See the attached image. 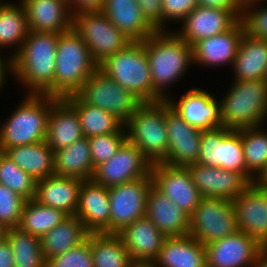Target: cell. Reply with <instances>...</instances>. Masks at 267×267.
Here are the masks:
<instances>
[{
  "instance_id": "cell-1",
  "label": "cell",
  "mask_w": 267,
  "mask_h": 267,
  "mask_svg": "<svg viewBox=\"0 0 267 267\" xmlns=\"http://www.w3.org/2000/svg\"><path fill=\"white\" fill-rule=\"evenodd\" d=\"M59 34L29 31L21 50L9 61V73L27 94L54 97L55 55Z\"/></svg>"
},
{
  "instance_id": "cell-2",
  "label": "cell",
  "mask_w": 267,
  "mask_h": 267,
  "mask_svg": "<svg viewBox=\"0 0 267 267\" xmlns=\"http://www.w3.org/2000/svg\"><path fill=\"white\" fill-rule=\"evenodd\" d=\"M142 42L150 65L153 89L167 100L171 94L167 89L179 82L193 65L192 46L170 30L155 31Z\"/></svg>"
},
{
  "instance_id": "cell-3",
  "label": "cell",
  "mask_w": 267,
  "mask_h": 267,
  "mask_svg": "<svg viewBox=\"0 0 267 267\" xmlns=\"http://www.w3.org/2000/svg\"><path fill=\"white\" fill-rule=\"evenodd\" d=\"M54 97L77 94L98 69L81 37L70 29L59 34L55 55Z\"/></svg>"
},
{
  "instance_id": "cell-4",
  "label": "cell",
  "mask_w": 267,
  "mask_h": 267,
  "mask_svg": "<svg viewBox=\"0 0 267 267\" xmlns=\"http://www.w3.org/2000/svg\"><path fill=\"white\" fill-rule=\"evenodd\" d=\"M232 82L220 100L222 127L239 130L267 123V79Z\"/></svg>"
},
{
  "instance_id": "cell-5",
  "label": "cell",
  "mask_w": 267,
  "mask_h": 267,
  "mask_svg": "<svg viewBox=\"0 0 267 267\" xmlns=\"http://www.w3.org/2000/svg\"><path fill=\"white\" fill-rule=\"evenodd\" d=\"M52 96L26 94L0 126V151L45 141Z\"/></svg>"
},
{
  "instance_id": "cell-6",
  "label": "cell",
  "mask_w": 267,
  "mask_h": 267,
  "mask_svg": "<svg viewBox=\"0 0 267 267\" xmlns=\"http://www.w3.org/2000/svg\"><path fill=\"white\" fill-rule=\"evenodd\" d=\"M98 68L143 102L163 100L153 89L150 65L142 41L131 42L123 50L107 57Z\"/></svg>"
},
{
  "instance_id": "cell-7",
  "label": "cell",
  "mask_w": 267,
  "mask_h": 267,
  "mask_svg": "<svg viewBox=\"0 0 267 267\" xmlns=\"http://www.w3.org/2000/svg\"><path fill=\"white\" fill-rule=\"evenodd\" d=\"M167 100L143 102L124 124L127 141L135 145L151 164L161 162L168 152L165 125Z\"/></svg>"
},
{
  "instance_id": "cell-8",
  "label": "cell",
  "mask_w": 267,
  "mask_h": 267,
  "mask_svg": "<svg viewBox=\"0 0 267 267\" xmlns=\"http://www.w3.org/2000/svg\"><path fill=\"white\" fill-rule=\"evenodd\" d=\"M72 28L87 45L98 65L132 42L103 12H85L74 16Z\"/></svg>"
},
{
  "instance_id": "cell-9",
  "label": "cell",
  "mask_w": 267,
  "mask_h": 267,
  "mask_svg": "<svg viewBox=\"0 0 267 267\" xmlns=\"http://www.w3.org/2000/svg\"><path fill=\"white\" fill-rule=\"evenodd\" d=\"M87 104L114 115L123 124L143 103L134 93L121 87L99 68L77 93Z\"/></svg>"
},
{
  "instance_id": "cell-10",
  "label": "cell",
  "mask_w": 267,
  "mask_h": 267,
  "mask_svg": "<svg viewBox=\"0 0 267 267\" xmlns=\"http://www.w3.org/2000/svg\"><path fill=\"white\" fill-rule=\"evenodd\" d=\"M237 231L234 208L228 199L202 198L189 216V234L204 246Z\"/></svg>"
},
{
  "instance_id": "cell-11",
  "label": "cell",
  "mask_w": 267,
  "mask_h": 267,
  "mask_svg": "<svg viewBox=\"0 0 267 267\" xmlns=\"http://www.w3.org/2000/svg\"><path fill=\"white\" fill-rule=\"evenodd\" d=\"M153 177L139 178L108 188L110 234H118L135 220L145 217L148 192Z\"/></svg>"
},
{
  "instance_id": "cell-12",
  "label": "cell",
  "mask_w": 267,
  "mask_h": 267,
  "mask_svg": "<svg viewBox=\"0 0 267 267\" xmlns=\"http://www.w3.org/2000/svg\"><path fill=\"white\" fill-rule=\"evenodd\" d=\"M151 166L142 152L126 141L111 159L95 168L92 180L110 188L149 176Z\"/></svg>"
},
{
  "instance_id": "cell-13",
  "label": "cell",
  "mask_w": 267,
  "mask_h": 267,
  "mask_svg": "<svg viewBox=\"0 0 267 267\" xmlns=\"http://www.w3.org/2000/svg\"><path fill=\"white\" fill-rule=\"evenodd\" d=\"M165 125L168 152L161 163L185 168L195 164L200 154L202 130L188 125L170 105L165 109Z\"/></svg>"
},
{
  "instance_id": "cell-14",
  "label": "cell",
  "mask_w": 267,
  "mask_h": 267,
  "mask_svg": "<svg viewBox=\"0 0 267 267\" xmlns=\"http://www.w3.org/2000/svg\"><path fill=\"white\" fill-rule=\"evenodd\" d=\"M238 231L267 248V186L251 183L232 200Z\"/></svg>"
},
{
  "instance_id": "cell-15",
  "label": "cell",
  "mask_w": 267,
  "mask_h": 267,
  "mask_svg": "<svg viewBox=\"0 0 267 267\" xmlns=\"http://www.w3.org/2000/svg\"><path fill=\"white\" fill-rule=\"evenodd\" d=\"M174 98L170 95L167 101L188 125L202 131L222 127L221 103L213 93L193 87Z\"/></svg>"
},
{
  "instance_id": "cell-16",
  "label": "cell",
  "mask_w": 267,
  "mask_h": 267,
  "mask_svg": "<svg viewBox=\"0 0 267 267\" xmlns=\"http://www.w3.org/2000/svg\"><path fill=\"white\" fill-rule=\"evenodd\" d=\"M263 248L248 234L237 231L205 246L206 267H254Z\"/></svg>"
},
{
  "instance_id": "cell-17",
  "label": "cell",
  "mask_w": 267,
  "mask_h": 267,
  "mask_svg": "<svg viewBox=\"0 0 267 267\" xmlns=\"http://www.w3.org/2000/svg\"><path fill=\"white\" fill-rule=\"evenodd\" d=\"M153 185L189 216L202 199L185 167H174L157 162L151 166Z\"/></svg>"
},
{
  "instance_id": "cell-18",
  "label": "cell",
  "mask_w": 267,
  "mask_h": 267,
  "mask_svg": "<svg viewBox=\"0 0 267 267\" xmlns=\"http://www.w3.org/2000/svg\"><path fill=\"white\" fill-rule=\"evenodd\" d=\"M186 168L202 198H223L232 201L251 184L242 174L221 167L195 163Z\"/></svg>"
},
{
  "instance_id": "cell-19",
  "label": "cell",
  "mask_w": 267,
  "mask_h": 267,
  "mask_svg": "<svg viewBox=\"0 0 267 267\" xmlns=\"http://www.w3.org/2000/svg\"><path fill=\"white\" fill-rule=\"evenodd\" d=\"M240 19L232 12L197 6L175 31L189 45L231 29Z\"/></svg>"
},
{
  "instance_id": "cell-20",
  "label": "cell",
  "mask_w": 267,
  "mask_h": 267,
  "mask_svg": "<svg viewBox=\"0 0 267 267\" xmlns=\"http://www.w3.org/2000/svg\"><path fill=\"white\" fill-rule=\"evenodd\" d=\"M89 233L110 234V198L108 188L91 180H83L79 189L75 214Z\"/></svg>"
},
{
  "instance_id": "cell-21",
  "label": "cell",
  "mask_w": 267,
  "mask_h": 267,
  "mask_svg": "<svg viewBox=\"0 0 267 267\" xmlns=\"http://www.w3.org/2000/svg\"><path fill=\"white\" fill-rule=\"evenodd\" d=\"M244 27L239 20L231 29L196 42L192 46L193 64L202 67H232Z\"/></svg>"
},
{
  "instance_id": "cell-22",
  "label": "cell",
  "mask_w": 267,
  "mask_h": 267,
  "mask_svg": "<svg viewBox=\"0 0 267 267\" xmlns=\"http://www.w3.org/2000/svg\"><path fill=\"white\" fill-rule=\"evenodd\" d=\"M29 31L61 34L72 29L68 0H19Z\"/></svg>"
},
{
  "instance_id": "cell-23",
  "label": "cell",
  "mask_w": 267,
  "mask_h": 267,
  "mask_svg": "<svg viewBox=\"0 0 267 267\" xmlns=\"http://www.w3.org/2000/svg\"><path fill=\"white\" fill-rule=\"evenodd\" d=\"M83 137L76 109L65 98L52 96L45 139L48 146L53 151H58L69 147Z\"/></svg>"
},
{
  "instance_id": "cell-24",
  "label": "cell",
  "mask_w": 267,
  "mask_h": 267,
  "mask_svg": "<svg viewBox=\"0 0 267 267\" xmlns=\"http://www.w3.org/2000/svg\"><path fill=\"white\" fill-rule=\"evenodd\" d=\"M118 235L134 263H153L166 236L145 216L125 227Z\"/></svg>"
},
{
  "instance_id": "cell-25",
  "label": "cell",
  "mask_w": 267,
  "mask_h": 267,
  "mask_svg": "<svg viewBox=\"0 0 267 267\" xmlns=\"http://www.w3.org/2000/svg\"><path fill=\"white\" fill-rule=\"evenodd\" d=\"M166 237H180L189 234V215L151 186L145 215Z\"/></svg>"
},
{
  "instance_id": "cell-26",
  "label": "cell",
  "mask_w": 267,
  "mask_h": 267,
  "mask_svg": "<svg viewBox=\"0 0 267 267\" xmlns=\"http://www.w3.org/2000/svg\"><path fill=\"white\" fill-rule=\"evenodd\" d=\"M81 179L52 175L36 181L35 199L46 206L74 216L78 208Z\"/></svg>"
},
{
  "instance_id": "cell-27",
  "label": "cell",
  "mask_w": 267,
  "mask_h": 267,
  "mask_svg": "<svg viewBox=\"0 0 267 267\" xmlns=\"http://www.w3.org/2000/svg\"><path fill=\"white\" fill-rule=\"evenodd\" d=\"M102 12L132 42L144 41L155 32L137 0H105Z\"/></svg>"
},
{
  "instance_id": "cell-28",
  "label": "cell",
  "mask_w": 267,
  "mask_h": 267,
  "mask_svg": "<svg viewBox=\"0 0 267 267\" xmlns=\"http://www.w3.org/2000/svg\"><path fill=\"white\" fill-rule=\"evenodd\" d=\"M155 267H206V250L190 234L180 237H166Z\"/></svg>"
},
{
  "instance_id": "cell-29",
  "label": "cell",
  "mask_w": 267,
  "mask_h": 267,
  "mask_svg": "<svg viewBox=\"0 0 267 267\" xmlns=\"http://www.w3.org/2000/svg\"><path fill=\"white\" fill-rule=\"evenodd\" d=\"M231 70L233 80L267 79V39L243 34Z\"/></svg>"
},
{
  "instance_id": "cell-30",
  "label": "cell",
  "mask_w": 267,
  "mask_h": 267,
  "mask_svg": "<svg viewBox=\"0 0 267 267\" xmlns=\"http://www.w3.org/2000/svg\"><path fill=\"white\" fill-rule=\"evenodd\" d=\"M3 153L35 181L55 174L54 151L46 141L9 147Z\"/></svg>"
},
{
  "instance_id": "cell-31",
  "label": "cell",
  "mask_w": 267,
  "mask_h": 267,
  "mask_svg": "<svg viewBox=\"0 0 267 267\" xmlns=\"http://www.w3.org/2000/svg\"><path fill=\"white\" fill-rule=\"evenodd\" d=\"M88 234L84 224L76 215L67 216L40 238L45 260L48 261L78 246L87 239Z\"/></svg>"
},
{
  "instance_id": "cell-32",
  "label": "cell",
  "mask_w": 267,
  "mask_h": 267,
  "mask_svg": "<svg viewBox=\"0 0 267 267\" xmlns=\"http://www.w3.org/2000/svg\"><path fill=\"white\" fill-rule=\"evenodd\" d=\"M94 170L86 137L75 141L69 147L54 151L55 175L91 180Z\"/></svg>"
},
{
  "instance_id": "cell-33",
  "label": "cell",
  "mask_w": 267,
  "mask_h": 267,
  "mask_svg": "<svg viewBox=\"0 0 267 267\" xmlns=\"http://www.w3.org/2000/svg\"><path fill=\"white\" fill-rule=\"evenodd\" d=\"M28 33V22L22 4L0 0V51L16 46L14 52L7 57L8 61L21 50ZM2 51L0 54H3Z\"/></svg>"
},
{
  "instance_id": "cell-34",
  "label": "cell",
  "mask_w": 267,
  "mask_h": 267,
  "mask_svg": "<svg viewBox=\"0 0 267 267\" xmlns=\"http://www.w3.org/2000/svg\"><path fill=\"white\" fill-rule=\"evenodd\" d=\"M65 99L76 109L83 136L86 138L118 133L124 127V124L114 115L87 104L78 94L67 96Z\"/></svg>"
},
{
  "instance_id": "cell-35",
  "label": "cell",
  "mask_w": 267,
  "mask_h": 267,
  "mask_svg": "<svg viewBox=\"0 0 267 267\" xmlns=\"http://www.w3.org/2000/svg\"><path fill=\"white\" fill-rule=\"evenodd\" d=\"M94 267H132L134 262L118 234L89 233Z\"/></svg>"
},
{
  "instance_id": "cell-36",
  "label": "cell",
  "mask_w": 267,
  "mask_h": 267,
  "mask_svg": "<svg viewBox=\"0 0 267 267\" xmlns=\"http://www.w3.org/2000/svg\"><path fill=\"white\" fill-rule=\"evenodd\" d=\"M264 128L261 125L241 129L246 179L250 183H254L267 166V130Z\"/></svg>"
},
{
  "instance_id": "cell-37",
  "label": "cell",
  "mask_w": 267,
  "mask_h": 267,
  "mask_svg": "<svg viewBox=\"0 0 267 267\" xmlns=\"http://www.w3.org/2000/svg\"><path fill=\"white\" fill-rule=\"evenodd\" d=\"M67 216L63 211L41 204L34 198L26 201L18 227L41 238Z\"/></svg>"
},
{
  "instance_id": "cell-38",
  "label": "cell",
  "mask_w": 267,
  "mask_h": 267,
  "mask_svg": "<svg viewBox=\"0 0 267 267\" xmlns=\"http://www.w3.org/2000/svg\"><path fill=\"white\" fill-rule=\"evenodd\" d=\"M7 240L12 246L15 267H46L40 238L15 227L8 228Z\"/></svg>"
},
{
  "instance_id": "cell-39",
  "label": "cell",
  "mask_w": 267,
  "mask_h": 267,
  "mask_svg": "<svg viewBox=\"0 0 267 267\" xmlns=\"http://www.w3.org/2000/svg\"><path fill=\"white\" fill-rule=\"evenodd\" d=\"M0 183L27 201L36 196V181L0 151Z\"/></svg>"
},
{
  "instance_id": "cell-40",
  "label": "cell",
  "mask_w": 267,
  "mask_h": 267,
  "mask_svg": "<svg viewBox=\"0 0 267 267\" xmlns=\"http://www.w3.org/2000/svg\"><path fill=\"white\" fill-rule=\"evenodd\" d=\"M266 0H244L240 21L250 37L267 39ZM261 4V6H260Z\"/></svg>"
},
{
  "instance_id": "cell-41",
  "label": "cell",
  "mask_w": 267,
  "mask_h": 267,
  "mask_svg": "<svg viewBox=\"0 0 267 267\" xmlns=\"http://www.w3.org/2000/svg\"><path fill=\"white\" fill-rule=\"evenodd\" d=\"M127 141L125 127L118 133L97 135L88 138L93 168L111 159Z\"/></svg>"
},
{
  "instance_id": "cell-42",
  "label": "cell",
  "mask_w": 267,
  "mask_h": 267,
  "mask_svg": "<svg viewBox=\"0 0 267 267\" xmlns=\"http://www.w3.org/2000/svg\"><path fill=\"white\" fill-rule=\"evenodd\" d=\"M221 168L238 172L246 178L241 129L231 130L221 140Z\"/></svg>"
},
{
  "instance_id": "cell-43",
  "label": "cell",
  "mask_w": 267,
  "mask_h": 267,
  "mask_svg": "<svg viewBox=\"0 0 267 267\" xmlns=\"http://www.w3.org/2000/svg\"><path fill=\"white\" fill-rule=\"evenodd\" d=\"M231 131L226 127L202 131L200 154L196 163L221 167V140Z\"/></svg>"
},
{
  "instance_id": "cell-44",
  "label": "cell",
  "mask_w": 267,
  "mask_h": 267,
  "mask_svg": "<svg viewBox=\"0 0 267 267\" xmlns=\"http://www.w3.org/2000/svg\"><path fill=\"white\" fill-rule=\"evenodd\" d=\"M26 199L0 183V224L7 228L19 226Z\"/></svg>"
},
{
  "instance_id": "cell-45",
  "label": "cell",
  "mask_w": 267,
  "mask_h": 267,
  "mask_svg": "<svg viewBox=\"0 0 267 267\" xmlns=\"http://www.w3.org/2000/svg\"><path fill=\"white\" fill-rule=\"evenodd\" d=\"M46 267H94L90 238L78 246L46 261Z\"/></svg>"
},
{
  "instance_id": "cell-46",
  "label": "cell",
  "mask_w": 267,
  "mask_h": 267,
  "mask_svg": "<svg viewBox=\"0 0 267 267\" xmlns=\"http://www.w3.org/2000/svg\"><path fill=\"white\" fill-rule=\"evenodd\" d=\"M197 6V0H162V31H169L170 21L181 23Z\"/></svg>"
},
{
  "instance_id": "cell-47",
  "label": "cell",
  "mask_w": 267,
  "mask_h": 267,
  "mask_svg": "<svg viewBox=\"0 0 267 267\" xmlns=\"http://www.w3.org/2000/svg\"><path fill=\"white\" fill-rule=\"evenodd\" d=\"M142 15L155 30L162 31V0H137Z\"/></svg>"
},
{
  "instance_id": "cell-48",
  "label": "cell",
  "mask_w": 267,
  "mask_h": 267,
  "mask_svg": "<svg viewBox=\"0 0 267 267\" xmlns=\"http://www.w3.org/2000/svg\"><path fill=\"white\" fill-rule=\"evenodd\" d=\"M198 6L232 11L241 18L244 0H197Z\"/></svg>"
},
{
  "instance_id": "cell-49",
  "label": "cell",
  "mask_w": 267,
  "mask_h": 267,
  "mask_svg": "<svg viewBox=\"0 0 267 267\" xmlns=\"http://www.w3.org/2000/svg\"><path fill=\"white\" fill-rule=\"evenodd\" d=\"M105 0H68L72 17L85 12H102Z\"/></svg>"
},
{
  "instance_id": "cell-50",
  "label": "cell",
  "mask_w": 267,
  "mask_h": 267,
  "mask_svg": "<svg viewBox=\"0 0 267 267\" xmlns=\"http://www.w3.org/2000/svg\"><path fill=\"white\" fill-rule=\"evenodd\" d=\"M0 267H15L12 246L7 238L0 242Z\"/></svg>"
},
{
  "instance_id": "cell-51",
  "label": "cell",
  "mask_w": 267,
  "mask_h": 267,
  "mask_svg": "<svg viewBox=\"0 0 267 267\" xmlns=\"http://www.w3.org/2000/svg\"><path fill=\"white\" fill-rule=\"evenodd\" d=\"M6 57V58H5ZM9 74V61L7 60V56L0 55V91L5 83H7L6 79Z\"/></svg>"
},
{
  "instance_id": "cell-52",
  "label": "cell",
  "mask_w": 267,
  "mask_h": 267,
  "mask_svg": "<svg viewBox=\"0 0 267 267\" xmlns=\"http://www.w3.org/2000/svg\"><path fill=\"white\" fill-rule=\"evenodd\" d=\"M254 267H267V248L261 250Z\"/></svg>"
},
{
  "instance_id": "cell-53",
  "label": "cell",
  "mask_w": 267,
  "mask_h": 267,
  "mask_svg": "<svg viewBox=\"0 0 267 267\" xmlns=\"http://www.w3.org/2000/svg\"><path fill=\"white\" fill-rule=\"evenodd\" d=\"M255 183L261 186H267V166L262 174L255 180Z\"/></svg>"
},
{
  "instance_id": "cell-54",
  "label": "cell",
  "mask_w": 267,
  "mask_h": 267,
  "mask_svg": "<svg viewBox=\"0 0 267 267\" xmlns=\"http://www.w3.org/2000/svg\"><path fill=\"white\" fill-rule=\"evenodd\" d=\"M7 230L8 228L5 225L0 224V242L7 238Z\"/></svg>"
},
{
  "instance_id": "cell-55",
  "label": "cell",
  "mask_w": 267,
  "mask_h": 267,
  "mask_svg": "<svg viewBox=\"0 0 267 267\" xmlns=\"http://www.w3.org/2000/svg\"><path fill=\"white\" fill-rule=\"evenodd\" d=\"M132 267H155L153 263H134Z\"/></svg>"
}]
</instances>
